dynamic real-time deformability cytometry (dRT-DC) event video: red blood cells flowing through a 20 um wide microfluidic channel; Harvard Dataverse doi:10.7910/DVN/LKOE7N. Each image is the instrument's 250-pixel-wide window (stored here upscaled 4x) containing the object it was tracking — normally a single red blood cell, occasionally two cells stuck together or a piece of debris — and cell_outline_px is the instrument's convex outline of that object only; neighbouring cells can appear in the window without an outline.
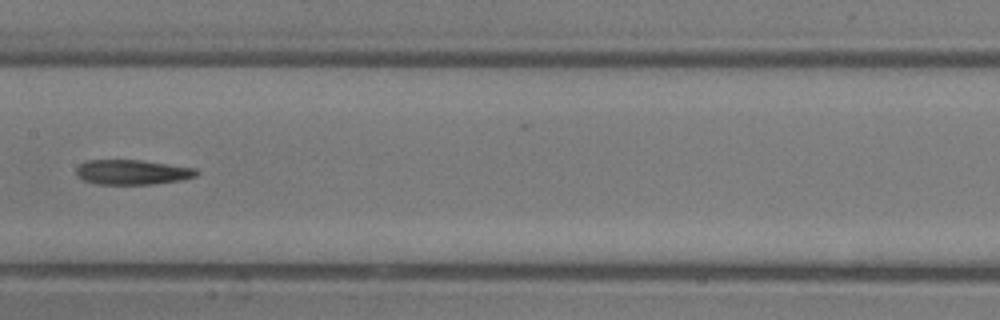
{"species": "common noctule bat (a hibernating species)", "species_latin": "Nyctalus noctula", "temperature_condition": "room temperature", "stored_images_in_passage": 31, "camera_frame_rate_fps": 3000, "um_per_image_px": 0.085, "animal": {"sex": "male", "body_mass_g": 13.3}, "frame": {"image": 1, "passage_image": 22, "time_ms": 7.0, "image_size_px": [1000, 320], "cell_outline_px": [[200, 172], [196, 176], [184, 180], [152, 184], [96, 184], [84, 180], [76, 176], [76, 168], [80, 164], [88, 160], [140, 160], [196, 168]], "centroid_in_image_um": [11.26, 14.64], "position_along_channel_um": 196.1, "area_um2": 17.51}}